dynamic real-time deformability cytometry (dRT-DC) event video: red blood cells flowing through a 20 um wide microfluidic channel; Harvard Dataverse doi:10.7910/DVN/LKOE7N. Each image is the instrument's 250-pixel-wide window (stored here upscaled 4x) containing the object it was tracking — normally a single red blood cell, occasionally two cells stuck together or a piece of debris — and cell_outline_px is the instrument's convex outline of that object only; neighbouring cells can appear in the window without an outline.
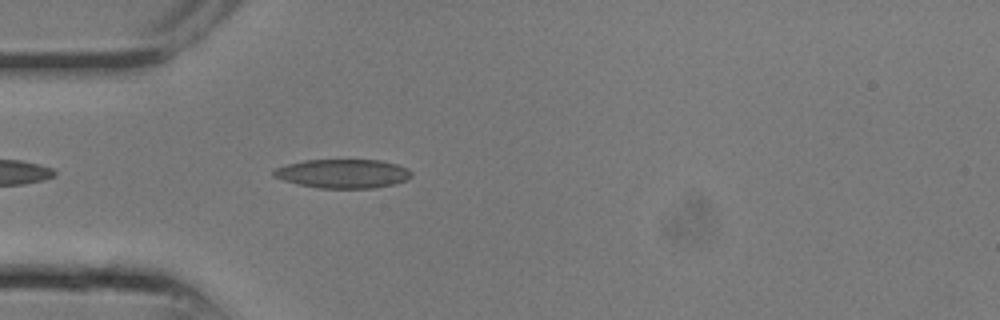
{"species": "common noctule bat (a hibernating species)", "species_latin": "Nyctalus noctula", "temperature_condition": "room temperature", "stored_images_in_passage": 10, "camera_frame_rate_fps": 3000, "um_per_image_px": 0.085, "animal": {"sex": "male", "body_mass_g": 13.3}, "frame": {"image": 1, "passage_image": 7, "time_ms": 2.0, "image_size_px": [1000, 320], "cell_outline_px": [[412, 176], [408, 180], [396, 184], [372, 188], [320, 188], [300, 184], [284, 180], [272, 176], [272, 172], [276, 168], [288, 164], [304, 160], [380, 160], [396, 164], [408, 168], [412, 172]], "centroid_in_image_um": [29.19, 14.76], "position_along_channel_um": 55.8, "area_um2": 23.24}}
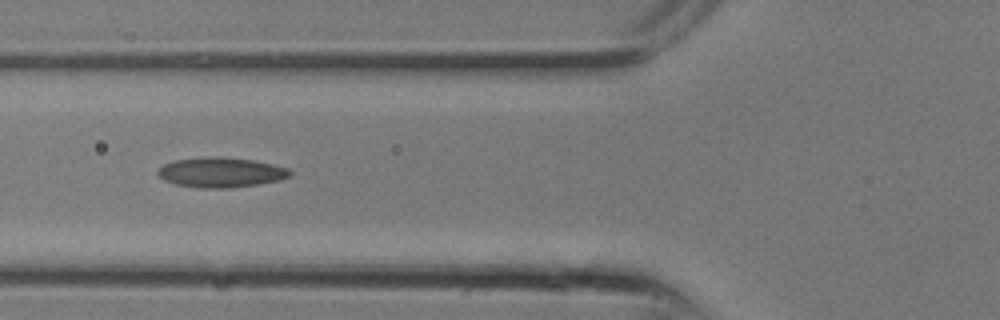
{"frame": {"image": 2, "passage_image": 9, "time_ms": 2.667, "image_size_px": [1000, 320], "cell_outline_px": [[292, 176], [280, 180], [256, 184], [228, 188], [200, 188], [176, 184], [164, 180], [156, 172], [164, 164], [176, 160], [212, 156], [216, 156], [252, 160], [272, 164], [288, 168], [292, 172]], "centroid_in_image_um": [18.8, 14.65], "position_along_channel_um": 107.0, "area_um2": 22.89}}